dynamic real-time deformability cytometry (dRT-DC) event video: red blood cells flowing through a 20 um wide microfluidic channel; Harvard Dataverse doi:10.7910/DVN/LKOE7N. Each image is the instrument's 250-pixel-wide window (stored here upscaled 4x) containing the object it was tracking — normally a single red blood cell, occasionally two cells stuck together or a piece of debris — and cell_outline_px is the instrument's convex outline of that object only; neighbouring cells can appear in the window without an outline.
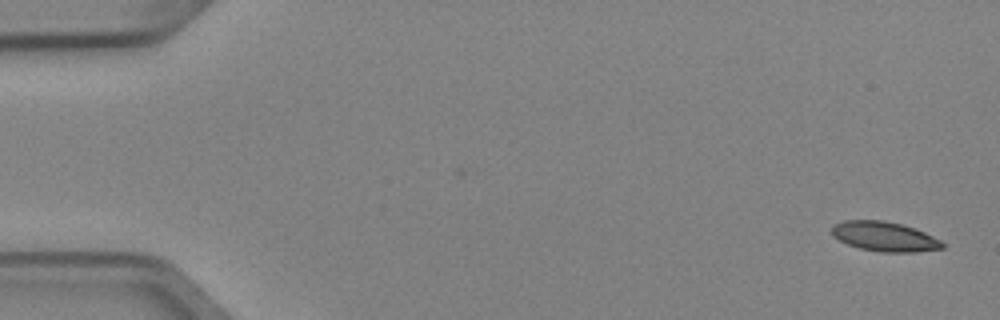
{"species": "Egyptian fruit bat (a non-hibernating species)", "species_latin": "Rousettus aegyptiacus", "temperature_condition": "cold", "stored_images_in_passage": 6, "camera_frame_rate_fps": 3000, "um_per_image_px": 0.085, "animal": {"sex": "female"}, "frame": {"image": 1, "passage_image": 1, "time_ms": 0.0, "image_size_px": [1000, 320], "cell_outline_px": [[944, 248], [916, 252], [880, 252], [860, 248], [848, 244], [832, 236], [832, 224], [844, 220], [884, 220], [916, 228], [940, 240], [944, 244]], "centroid_in_image_um": [75.17, 20.1], "position_along_channel_um": 9.8, "area_um2": 19.13}}
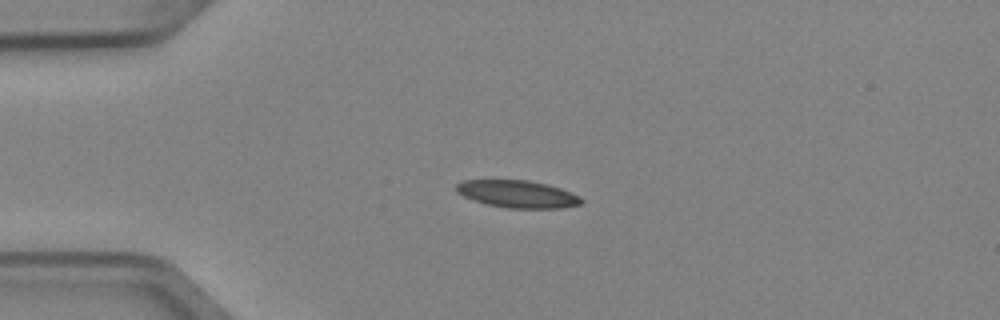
{"frame": {"image": 2, "passage_image": 4, "time_ms": 1.0, "image_size_px": [1000, 320], "cell_outline_px": [[584, 200], [580, 204], [560, 208], [508, 208], [488, 204], [472, 200], [456, 192], [456, 184], [464, 180], [528, 180], [548, 184], [560, 188], [580, 196]], "centroid_in_image_um": [43.99, 16.49], "position_along_channel_um": 41.0, "area_um2": 19.88}}
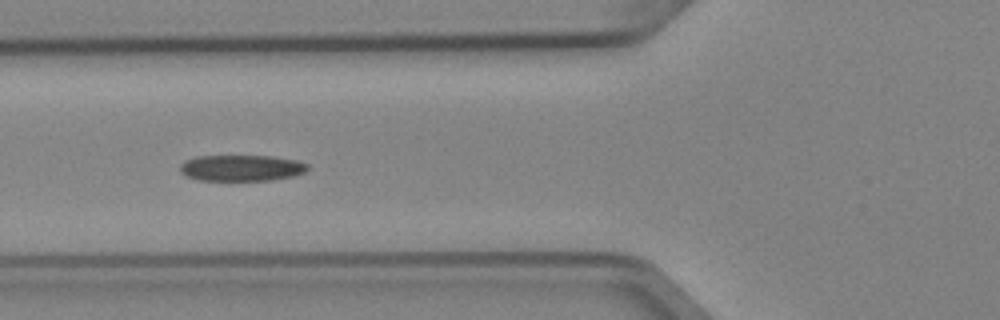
{"frame": {"image": 3, "passage_image": 6, "time_ms": 1.667, "image_size_px": [1000, 320], "cell_outline_px": [[308, 168], [304, 172], [292, 176], [272, 180], [200, 180], [188, 176], [180, 172], [180, 164], [184, 160], [196, 156], [272, 156], [296, 160], [308, 164]], "centroid_in_image_um": [20.5, 14.27], "position_along_channel_um": 105.3, "area_um2": 19.36}}